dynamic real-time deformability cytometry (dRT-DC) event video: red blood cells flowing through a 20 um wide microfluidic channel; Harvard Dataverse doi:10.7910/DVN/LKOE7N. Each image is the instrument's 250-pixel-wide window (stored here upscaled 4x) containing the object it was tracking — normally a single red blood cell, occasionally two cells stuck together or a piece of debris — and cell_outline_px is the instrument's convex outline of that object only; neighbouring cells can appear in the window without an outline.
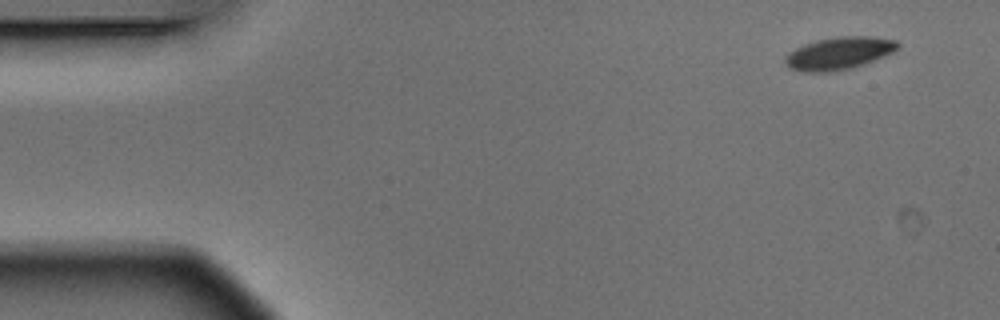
{"species": "Egyptian fruit bat (a non-hibernating species)", "species_latin": "Rousettus aegyptiacus", "temperature_condition": "warm", "stored_images_in_passage": 7, "camera_frame_rate_fps": 3000, "um_per_image_px": 0.085, "animal": {"sex": "male"}, "frame": {"image": 1, "passage_image": 1, "time_ms": 0.0, "image_size_px": [1000, 320], "cell_outline_px": [[900, 48], [884, 56], [864, 64], [852, 68], [832, 72], [800, 72], [788, 68], [784, 64], [784, 56], [788, 52], [804, 44], [816, 40], [840, 36], [872, 36], [896, 40], [900, 44]], "centroid_in_image_um": [71.28, 4.54], "position_along_channel_um": 13.7, "area_um2": 21.68}}
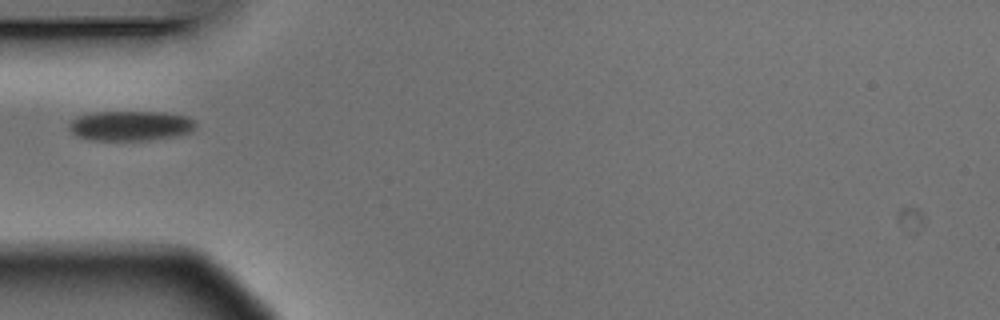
{"frame": {"image": 2, "passage_image": 5, "time_ms": 1.333, "image_size_px": [1000, 320], "cell_outline_px": [[196, 124], [188, 132], [176, 136], [148, 140], [92, 140], [76, 136], [68, 128], [68, 124], [76, 116], [92, 112], [164, 112], [188, 116]], "centroid_in_image_um": [11.04, 10.68], "position_along_channel_um": 74.0, "area_um2": 22.08}}
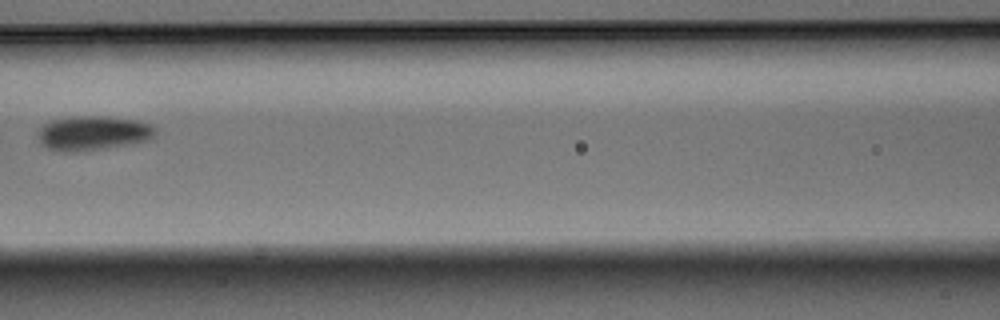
{"frame": {"image": 3, "passage_image": 7, "time_ms": 2.0, "image_size_px": [1000, 320], "cell_outline_px": [[156, 136], [152, 140], [132, 144], [76, 152], [64, 152], [48, 148], [40, 144], [36, 136], [40, 128], [44, 124], [52, 120], [72, 116], [104, 116], [136, 120], [148, 124], [156, 128]], "centroid_in_image_um": [7.91, 11.32], "position_along_channel_um": 158.7, "area_um2": 23.87}}